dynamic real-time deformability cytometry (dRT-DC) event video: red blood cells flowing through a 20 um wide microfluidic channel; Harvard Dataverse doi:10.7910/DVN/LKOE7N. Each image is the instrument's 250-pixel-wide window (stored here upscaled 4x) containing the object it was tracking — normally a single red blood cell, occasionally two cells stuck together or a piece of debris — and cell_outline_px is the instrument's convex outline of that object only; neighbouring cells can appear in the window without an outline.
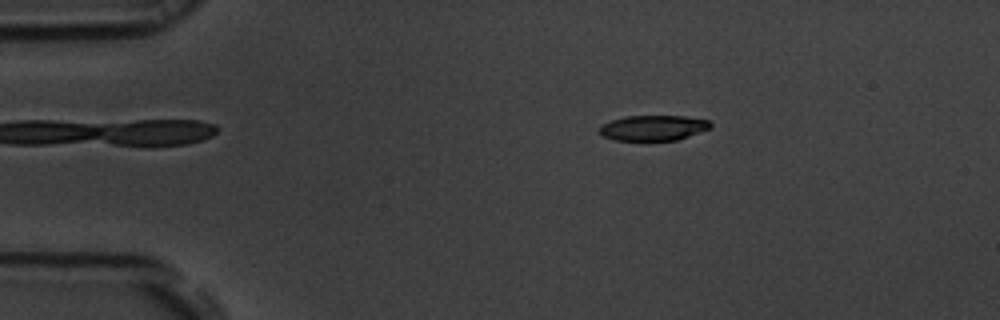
{"species": "common noctule bat (a hibernating species)", "species_latin": "Nyctalus noctula", "temperature_condition": "room temperature", "stored_images_in_passage": 53, "camera_frame_rate_fps": 3000, "um_per_image_px": 0.085, "animal": {"sex": "male", "body_mass_g": 19.5, "forearm_length_mm": 54.6}, "frame": {"image": 1, "passage_image": 9, "time_ms": 2.667, "image_size_px": [1000, 320], "cell_outline_px": [[712, 128], [676, 140], [616, 140], [604, 136], [600, 132], [600, 124], [624, 116], [684, 116], [708, 120], [712, 124]], "centroid_in_image_um": [55.54, 10.86], "position_along_channel_um": 29.5, "area_um2": 16.3}}
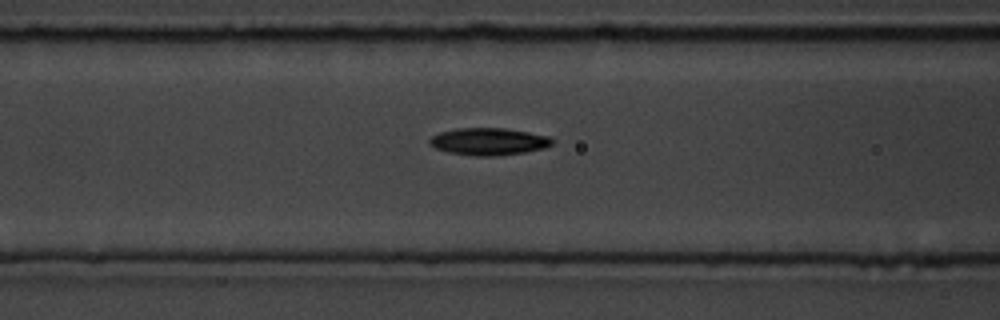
{"frame": {"image": 2, "passage_image": 21, "time_ms": 6.667, "image_size_px": [1000, 320], "cell_outline_px": [[552, 144], [544, 148], [524, 152], [492, 156], [476, 156], [448, 152], [436, 148], [428, 144], [428, 140], [432, 136], [440, 132], [456, 128], [504, 128], [528, 132], [548, 136], [552, 140]], "centroid_in_image_um": [41.5, 12.02], "position_along_channel_um": 125.1, "area_um2": 19.31}}
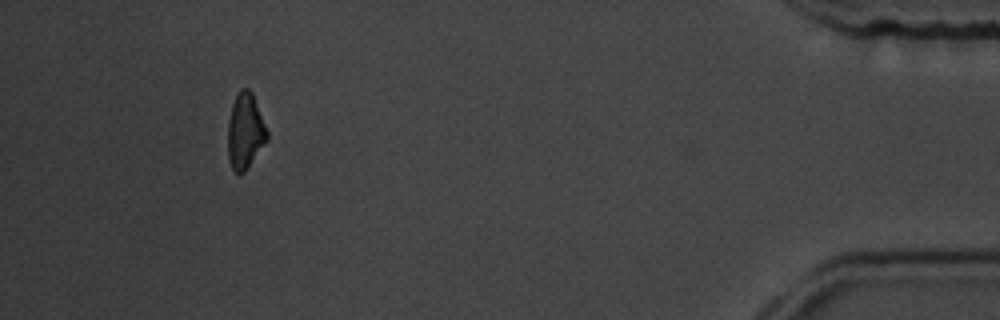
{"frame": {"image": 3, "passage_image": 49, "time_ms": 16.0, "image_size_px": [1000, 320], "cell_outline_px": [[268, 140], [244, 172], [236, 172], [232, 168], [228, 160], [228, 120], [232, 104], [236, 92], [240, 88], [248, 88], [252, 92], [268, 132]], "centroid_in_image_um": [20.83, 11.11], "position_along_channel_um": 414.4, "area_um2": 17.34}, "authors_computed_cell_mechanics": {"area_um2": 18.2648, "velocity_mm_per_s": 3.8027, "shape_relaxation_time_tau1_ms": 3.2083, "shape_relaxation_time_tau2_ms": 8.6899, "deformation_change_tau1": 0.151, "deformation_change_tau2": 0.1435}}